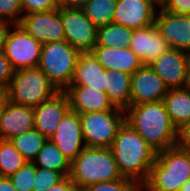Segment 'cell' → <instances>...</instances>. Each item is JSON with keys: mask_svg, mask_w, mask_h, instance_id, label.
<instances>
[{"mask_svg": "<svg viewBox=\"0 0 190 191\" xmlns=\"http://www.w3.org/2000/svg\"><path fill=\"white\" fill-rule=\"evenodd\" d=\"M70 180L79 191L101 182L122 178L111 148L85 147L70 163Z\"/></svg>", "mask_w": 190, "mask_h": 191, "instance_id": "cell-4", "label": "cell"}, {"mask_svg": "<svg viewBox=\"0 0 190 191\" xmlns=\"http://www.w3.org/2000/svg\"><path fill=\"white\" fill-rule=\"evenodd\" d=\"M180 191H190V180H187L183 185Z\"/></svg>", "mask_w": 190, "mask_h": 191, "instance_id": "cell-43", "label": "cell"}, {"mask_svg": "<svg viewBox=\"0 0 190 191\" xmlns=\"http://www.w3.org/2000/svg\"><path fill=\"white\" fill-rule=\"evenodd\" d=\"M19 25L41 44L65 40L59 8L23 15Z\"/></svg>", "mask_w": 190, "mask_h": 191, "instance_id": "cell-10", "label": "cell"}, {"mask_svg": "<svg viewBox=\"0 0 190 191\" xmlns=\"http://www.w3.org/2000/svg\"><path fill=\"white\" fill-rule=\"evenodd\" d=\"M166 111L178 130L190 121V89L187 87L168 89L163 98Z\"/></svg>", "mask_w": 190, "mask_h": 191, "instance_id": "cell-22", "label": "cell"}, {"mask_svg": "<svg viewBox=\"0 0 190 191\" xmlns=\"http://www.w3.org/2000/svg\"><path fill=\"white\" fill-rule=\"evenodd\" d=\"M15 69L5 56L4 52H0V87L5 91L9 86L10 79L14 75Z\"/></svg>", "mask_w": 190, "mask_h": 191, "instance_id": "cell-35", "label": "cell"}, {"mask_svg": "<svg viewBox=\"0 0 190 191\" xmlns=\"http://www.w3.org/2000/svg\"><path fill=\"white\" fill-rule=\"evenodd\" d=\"M84 144L89 148H110L119 127L125 121V110H106L79 114Z\"/></svg>", "mask_w": 190, "mask_h": 191, "instance_id": "cell-7", "label": "cell"}, {"mask_svg": "<svg viewBox=\"0 0 190 191\" xmlns=\"http://www.w3.org/2000/svg\"><path fill=\"white\" fill-rule=\"evenodd\" d=\"M70 163L71 161L49 139L33 160L36 167L60 172L64 177L70 174Z\"/></svg>", "mask_w": 190, "mask_h": 191, "instance_id": "cell-24", "label": "cell"}, {"mask_svg": "<svg viewBox=\"0 0 190 191\" xmlns=\"http://www.w3.org/2000/svg\"><path fill=\"white\" fill-rule=\"evenodd\" d=\"M34 129V109L5 99L0 107V139L10 140Z\"/></svg>", "mask_w": 190, "mask_h": 191, "instance_id": "cell-17", "label": "cell"}, {"mask_svg": "<svg viewBox=\"0 0 190 191\" xmlns=\"http://www.w3.org/2000/svg\"><path fill=\"white\" fill-rule=\"evenodd\" d=\"M26 162L10 140L0 139V176L10 177Z\"/></svg>", "mask_w": 190, "mask_h": 191, "instance_id": "cell-28", "label": "cell"}, {"mask_svg": "<svg viewBox=\"0 0 190 191\" xmlns=\"http://www.w3.org/2000/svg\"><path fill=\"white\" fill-rule=\"evenodd\" d=\"M64 92L69 99L70 110L78 113L100 112L106 110H124L115 107L106 92L85 86H68Z\"/></svg>", "mask_w": 190, "mask_h": 191, "instance_id": "cell-19", "label": "cell"}, {"mask_svg": "<svg viewBox=\"0 0 190 191\" xmlns=\"http://www.w3.org/2000/svg\"><path fill=\"white\" fill-rule=\"evenodd\" d=\"M168 88L149 65L132 74L130 105L163 101Z\"/></svg>", "mask_w": 190, "mask_h": 191, "instance_id": "cell-15", "label": "cell"}, {"mask_svg": "<svg viewBox=\"0 0 190 191\" xmlns=\"http://www.w3.org/2000/svg\"><path fill=\"white\" fill-rule=\"evenodd\" d=\"M23 16L20 0H0V20L19 24Z\"/></svg>", "mask_w": 190, "mask_h": 191, "instance_id": "cell-32", "label": "cell"}, {"mask_svg": "<svg viewBox=\"0 0 190 191\" xmlns=\"http://www.w3.org/2000/svg\"><path fill=\"white\" fill-rule=\"evenodd\" d=\"M133 29L126 26L110 23L97 28V43L95 46L111 48H129Z\"/></svg>", "mask_w": 190, "mask_h": 191, "instance_id": "cell-25", "label": "cell"}, {"mask_svg": "<svg viewBox=\"0 0 190 191\" xmlns=\"http://www.w3.org/2000/svg\"><path fill=\"white\" fill-rule=\"evenodd\" d=\"M46 191H79V189L70 180L69 176H66Z\"/></svg>", "mask_w": 190, "mask_h": 191, "instance_id": "cell-37", "label": "cell"}, {"mask_svg": "<svg viewBox=\"0 0 190 191\" xmlns=\"http://www.w3.org/2000/svg\"><path fill=\"white\" fill-rule=\"evenodd\" d=\"M117 0H91L83 11L97 27L113 23Z\"/></svg>", "mask_w": 190, "mask_h": 191, "instance_id": "cell-27", "label": "cell"}, {"mask_svg": "<svg viewBox=\"0 0 190 191\" xmlns=\"http://www.w3.org/2000/svg\"><path fill=\"white\" fill-rule=\"evenodd\" d=\"M129 48L141 59L144 65H149L170 47L154 23L145 28L133 29Z\"/></svg>", "mask_w": 190, "mask_h": 191, "instance_id": "cell-18", "label": "cell"}, {"mask_svg": "<svg viewBox=\"0 0 190 191\" xmlns=\"http://www.w3.org/2000/svg\"><path fill=\"white\" fill-rule=\"evenodd\" d=\"M158 0H117L113 23L141 29L155 23Z\"/></svg>", "mask_w": 190, "mask_h": 191, "instance_id": "cell-11", "label": "cell"}, {"mask_svg": "<svg viewBox=\"0 0 190 191\" xmlns=\"http://www.w3.org/2000/svg\"><path fill=\"white\" fill-rule=\"evenodd\" d=\"M33 109L34 128L49 139L70 110L69 99L64 91H59Z\"/></svg>", "mask_w": 190, "mask_h": 191, "instance_id": "cell-16", "label": "cell"}, {"mask_svg": "<svg viewBox=\"0 0 190 191\" xmlns=\"http://www.w3.org/2000/svg\"><path fill=\"white\" fill-rule=\"evenodd\" d=\"M47 140L34 128L11 138L10 142L28 162H33Z\"/></svg>", "mask_w": 190, "mask_h": 191, "instance_id": "cell-26", "label": "cell"}, {"mask_svg": "<svg viewBox=\"0 0 190 191\" xmlns=\"http://www.w3.org/2000/svg\"><path fill=\"white\" fill-rule=\"evenodd\" d=\"M58 92L38 67L15 70L5 91L6 100L32 108L51 99Z\"/></svg>", "mask_w": 190, "mask_h": 191, "instance_id": "cell-5", "label": "cell"}, {"mask_svg": "<svg viewBox=\"0 0 190 191\" xmlns=\"http://www.w3.org/2000/svg\"><path fill=\"white\" fill-rule=\"evenodd\" d=\"M125 121L156 151L176 146L177 129L166 111L163 101L130 105Z\"/></svg>", "mask_w": 190, "mask_h": 191, "instance_id": "cell-2", "label": "cell"}, {"mask_svg": "<svg viewBox=\"0 0 190 191\" xmlns=\"http://www.w3.org/2000/svg\"><path fill=\"white\" fill-rule=\"evenodd\" d=\"M131 78L123 71H107L106 94L115 107L126 110L130 106Z\"/></svg>", "mask_w": 190, "mask_h": 191, "instance_id": "cell-23", "label": "cell"}, {"mask_svg": "<svg viewBox=\"0 0 190 191\" xmlns=\"http://www.w3.org/2000/svg\"><path fill=\"white\" fill-rule=\"evenodd\" d=\"M92 53L107 71H123L133 74L144 64L130 48L94 46Z\"/></svg>", "mask_w": 190, "mask_h": 191, "instance_id": "cell-21", "label": "cell"}, {"mask_svg": "<svg viewBox=\"0 0 190 191\" xmlns=\"http://www.w3.org/2000/svg\"><path fill=\"white\" fill-rule=\"evenodd\" d=\"M23 15L35 12H45L57 9L61 5V0H20Z\"/></svg>", "mask_w": 190, "mask_h": 191, "instance_id": "cell-33", "label": "cell"}, {"mask_svg": "<svg viewBox=\"0 0 190 191\" xmlns=\"http://www.w3.org/2000/svg\"><path fill=\"white\" fill-rule=\"evenodd\" d=\"M6 99V93L3 88L0 87V107L2 106L3 102Z\"/></svg>", "mask_w": 190, "mask_h": 191, "instance_id": "cell-42", "label": "cell"}, {"mask_svg": "<svg viewBox=\"0 0 190 191\" xmlns=\"http://www.w3.org/2000/svg\"><path fill=\"white\" fill-rule=\"evenodd\" d=\"M91 0H61V5L73 9H83Z\"/></svg>", "mask_w": 190, "mask_h": 191, "instance_id": "cell-39", "label": "cell"}, {"mask_svg": "<svg viewBox=\"0 0 190 191\" xmlns=\"http://www.w3.org/2000/svg\"><path fill=\"white\" fill-rule=\"evenodd\" d=\"M59 14L63 24L65 40L80 52L92 51L97 43V26L85 15L83 9L60 5Z\"/></svg>", "mask_w": 190, "mask_h": 191, "instance_id": "cell-9", "label": "cell"}, {"mask_svg": "<svg viewBox=\"0 0 190 191\" xmlns=\"http://www.w3.org/2000/svg\"><path fill=\"white\" fill-rule=\"evenodd\" d=\"M110 148L120 175L141 187L148 178L157 152L126 121L119 127Z\"/></svg>", "mask_w": 190, "mask_h": 191, "instance_id": "cell-1", "label": "cell"}, {"mask_svg": "<svg viewBox=\"0 0 190 191\" xmlns=\"http://www.w3.org/2000/svg\"><path fill=\"white\" fill-rule=\"evenodd\" d=\"M185 87L190 89V53H189V58H188L187 82H186Z\"/></svg>", "mask_w": 190, "mask_h": 191, "instance_id": "cell-41", "label": "cell"}, {"mask_svg": "<svg viewBox=\"0 0 190 191\" xmlns=\"http://www.w3.org/2000/svg\"><path fill=\"white\" fill-rule=\"evenodd\" d=\"M42 44L19 24H14L7 36L4 54L15 70L37 68Z\"/></svg>", "mask_w": 190, "mask_h": 191, "instance_id": "cell-8", "label": "cell"}, {"mask_svg": "<svg viewBox=\"0 0 190 191\" xmlns=\"http://www.w3.org/2000/svg\"><path fill=\"white\" fill-rule=\"evenodd\" d=\"M36 166L33 162H26L9 178L18 191H33Z\"/></svg>", "mask_w": 190, "mask_h": 191, "instance_id": "cell-29", "label": "cell"}, {"mask_svg": "<svg viewBox=\"0 0 190 191\" xmlns=\"http://www.w3.org/2000/svg\"><path fill=\"white\" fill-rule=\"evenodd\" d=\"M79 53L66 40L42 44L38 68L59 91H64L73 78Z\"/></svg>", "mask_w": 190, "mask_h": 191, "instance_id": "cell-6", "label": "cell"}, {"mask_svg": "<svg viewBox=\"0 0 190 191\" xmlns=\"http://www.w3.org/2000/svg\"><path fill=\"white\" fill-rule=\"evenodd\" d=\"M63 178L64 176L60 172L49 170L47 168L36 167L33 191H46L53 185L60 182Z\"/></svg>", "mask_w": 190, "mask_h": 191, "instance_id": "cell-31", "label": "cell"}, {"mask_svg": "<svg viewBox=\"0 0 190 191\" xmlns=\"http://www.w3.org/2000/svg\"><path fill=\"white\" fill-rule=\"evenodd\" d=\"M155 24L170 48L190 53V15H179L159 7Z\"/></svg>", "mask_w": 190, "mask_h": 191, "instance_id": "cell-13", "label": "cell"}, {"mask_svg": "<svg viewBox=\"0 0 190 191\" xmlns=\"http://www.w3.org/2000/svg\"><path fill=\"white\" fill-rule=\"evenodd\" d=\"M82 191H141V188L134 181L122 177L118 180L90 185Z\"/></svg>", "mask_w": 190, "mask_h": 191, "instance_id": "cell-30", "label": "cell"}, {"mask_svg": "<svg viewBox=\"0 0 190 191\" xmlns=\"http://www.w3.org/2000/svg\"><path fill=\"white\" fill-rule=\"evenodd\" d=\"M176 146L184 150H190V121L177 130Z\"/></svg>", "mask_w": 190, "mask_h": 191, "instance_id": "cell-36", "label": "cell"}, {"mask_svg": "<svg viewBox=\"0 0 190 191\" xmlns=\"http://www.w3.org/2000/svg\"><path fill=\"white\" fill-rule=\"evenodd\" d=\"M13 25L10 22L0 20V52H4L8 33Z\"/></svg>", "mask_w": 190, "mask_h": 191, "instance_id": "cell-38", "label": "cell"}, {"mask_svg": "<svg viewBox=\"0 0 190 191\" xmlns=\"http://www.w3.org/2000/svg\"><path fill=\"white\" fill-rule=\"evenodd\" d=\"M0 191H18L9 177L0 176Z\"/></svg>", "mask_w": 190, "mask_h": 191, "instance_id": "cell-40", "label": "cell"}, {"mask_svg": "<svg viewBox=\"0 0 190 191\" xmlns=\"http://www.w3.org/2000/svg\"><path fill=\"white\" fill-rule=\"evenodd\" d=\"M189 53L169 48L149 66L168 89L183 88L187 82Z\"/></svg>", "mask_w": 190, "mask_h": 191, "instance_id": "cell-12", "label": "cell"}, {"mask_svg": "<svg viewBox=\"0 0 190 191\" xmlns=\"http://www.w3.org/2000/svg\"><path fill=\"white\" fill-rule=\"evenodd\" d=\"M107 70L92 51L80 52L69 86H85L106 92Z\"/></svg>", "mask_w": 190, "mask_h": 191, "instance_id": "cell-20", "label": "cell"}, {"mask_svg": "<svg viewBox=\"0 0 190 191\" xmlns=\"http://www.w3.org/2000/svg\"><path fill=\"white\" fill-rule=\"evenodd\" d=\"M49 140L70 161L75 159L86 147L79 114L69 110Z\"/></svg>", "mask_w": 190, "mask_h": 191, "instance_id": "cell-14", "label": "cell"}, {"mask_svg": "<svg viewBox=\"0 0 190 191\" xmlns=\"http://www.w3.org/2000/svg\"><path fill=\"white\" fill-rule=\"evenodd\" d=\"M160 7L171 13L190 15V0H161Z\"/></svg>", "mask_w": 190, "mask_h": 191, "instance_id": "cell-34", "label": "cell"}, {"mask_svg": "<svg viewBox=\"0 0 190 191\" xmlns=\"http://www.w3.org/2000/svg\"><path fill=\"white\" fill-rule=\"evenodd\" d=\"M190 180V150L177 146L159 151L141 191H180Z\"/></svg>", "mask_w": 190, "mask_h": 191, "instance_id": "cell-3", "label": "cell"}]
</instances>
